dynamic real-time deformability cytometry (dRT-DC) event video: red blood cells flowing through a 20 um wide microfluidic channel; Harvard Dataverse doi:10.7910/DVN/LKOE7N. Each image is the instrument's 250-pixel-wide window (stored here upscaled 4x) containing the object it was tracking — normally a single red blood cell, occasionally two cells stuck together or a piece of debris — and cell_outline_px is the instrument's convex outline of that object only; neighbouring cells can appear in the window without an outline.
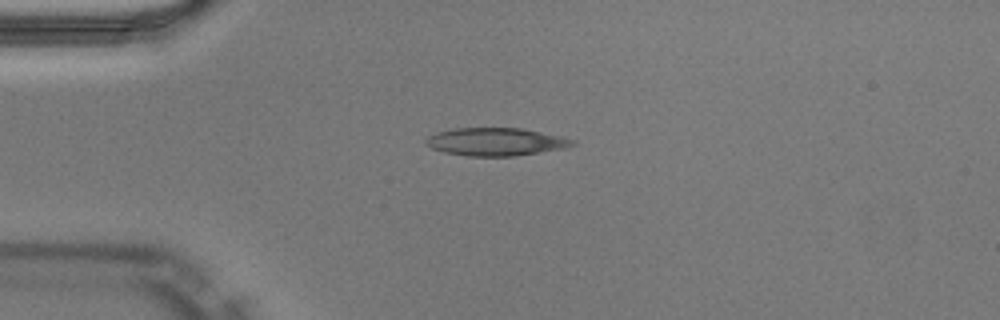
{"species": "Egyptian fruit bat (a non-hibernating species)", "species_latin": "Rousettus aegyptiacus", "temperature_condition": "warm", "stored_images_in_passage": 38, "camera_frame_rate_fps": 3000, "um_per_image_px": 0.085, "animal": {"sex": "male"}, "frame": {"image": 1, "passage_image": 1, "time_ms": 0.0, "image_size_px": [1000, 320], "cell_outline_px": [[576, 144], [564, 148], [512, 156], [468, 156], [444, 152], [432, 148], [424, 144], [424, 140], [428, 136], [436, 132], [456, 128], [520, 128], [560, 136], [576, 140]], "centroid_in_image_um": [42.1, 12.05], "position_along_channel_um": 42.9, "area_um2": 23.7}}
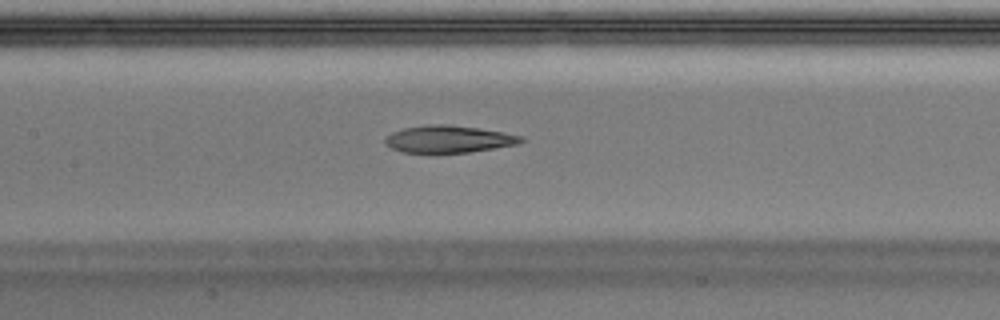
{"frame": {"image": 2, "passage_image": 12, "time_ms": 3.667, "image_size_px": [1000, 320], "cell_outline_px": [[524, 140], [516, 144], [468, 152], [400, 152], [384, 144], [384, 136], [392, 132], [404, 128], [428, 124], [444, 124], [480, 128], [524, 136]], "centroid_in_image_um": [38.08, 11.81], "position_along_channel_um": 169.3, "area_um2": 21.39}}
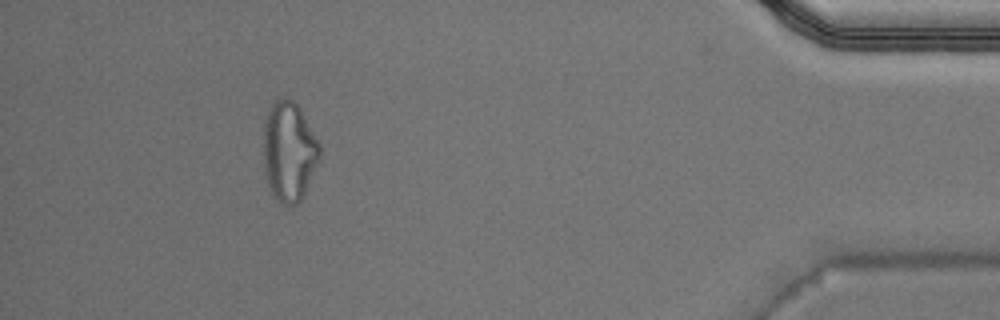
{"frame": {"image": 3, "passage_image": 34, "time_ms": 11.0, "image_size_px": [1000, 320], "cell_outline_px": [[320, 156], [304, 192], [300, 200], [296, 204], [284, 204], [272, 192], [268, 184], [264, 172], [264, 120], [272, 104], [276, 100], [284, 96], [292, 100], [300, 108], [320, 144]], "centroid_in_image_um": [24.55, 12.82], "position_along_channel_um": 410.6, "area_um2": 32.08}, "authors_computed_cell_mechanics": {"area_um2": 23.2934, "velocity_mm_per_s": 4.0542, "shape_relaxation_time_tau1_ms": null, "shape_relaxation_time_tau2_ms": 5.1265, "deformation_change_tau1": null, "deformation_change_tau2": 0.1741}}